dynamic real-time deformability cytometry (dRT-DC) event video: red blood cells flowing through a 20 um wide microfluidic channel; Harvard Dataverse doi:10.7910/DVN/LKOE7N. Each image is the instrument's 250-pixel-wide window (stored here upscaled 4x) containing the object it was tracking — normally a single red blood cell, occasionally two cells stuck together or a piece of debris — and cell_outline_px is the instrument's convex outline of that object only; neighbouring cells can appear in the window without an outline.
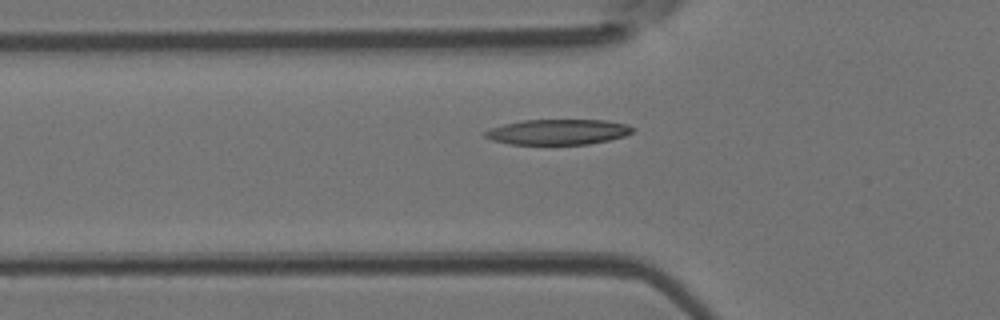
{"species": "Egyptian fruit bat (a non-hibernating species)", "species_latin": "Rousettus aegyptiacus", "temperature_condition": "room temperature", "stored_images_in_passage": 46, "camera_frame_rate_fps": 3000, "um_per_image_px": 0.085, "animal": {"sex": "female"}, "frame": {"image": 1, "passage_image": 14, "time_ms": 4.333, "image_size_px": [1000, 320], "cell_outline_px": [[636, 128], [632, 132], [624, 136], [608, 140], [588, 144], [512, 144], [492, 140], [484, 136], [484, 132], [492, 128], [504, 124], [524, 120], [604, 120], [628, 124]], "centroid_in_image_um": [47.46, 11.21], "position_along_channel_um": 78.3, "area_um2": 21.68}}
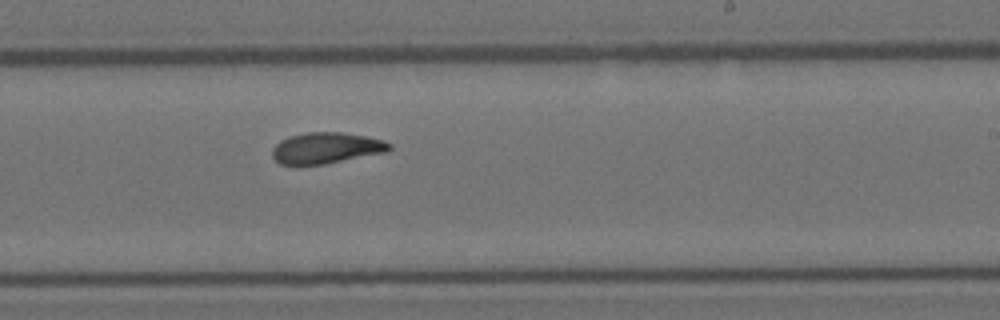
{"frame": {"image": 2, "passage_image": 27, "time_ms": 8.667, "image_size_px": [1000, 320], "cell_outline_px": [[392, 148], [388, 152], [324, 164], [296, 168], [280, 164], [272, 156], [272, 148], [280, 140], [288, 136], [308, 132], [340, 132], [368, 136], [384, 140], [392, 144]], "centroid_in_image_um": [27.7, 12.61], "position_along_channel_um": 261.3, "area_um2": 21.96}}
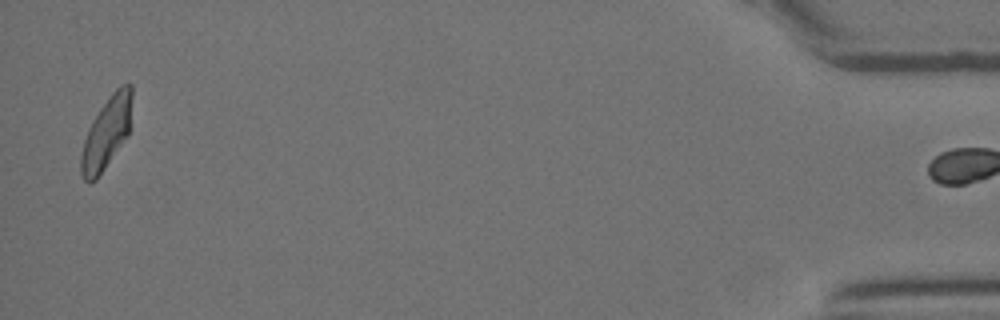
{"frame": {"image": 3, "passage_image": 45, "time_ms": 14.667, "image_size_px": [1000, 320], "cell_outline_px": [[132, 96], [128, 136], [96, 180], [88, 184], [84, 180], [80, 172], [80, 156], [84, 140], [88, 128], [92, 120], [100, 108], [112, 92], [120, 84], [132, 84]], "centroid_in_image_um": [9.04, 11.31], "position_along_channel_um": 426.2, "area_um2": 21.39}, "authors_computed_cell_mechanics": {"area_um2": 21.386, "velocity_mm_per_s": 4.215, "shape_relaxation_time_tau1_ms": 3.8482, "shape_relaxation_time_tau2_ms": 2.9363, "deformation_change_tau1": 0.1693, "deformation_change_tau2": 0.1062}}